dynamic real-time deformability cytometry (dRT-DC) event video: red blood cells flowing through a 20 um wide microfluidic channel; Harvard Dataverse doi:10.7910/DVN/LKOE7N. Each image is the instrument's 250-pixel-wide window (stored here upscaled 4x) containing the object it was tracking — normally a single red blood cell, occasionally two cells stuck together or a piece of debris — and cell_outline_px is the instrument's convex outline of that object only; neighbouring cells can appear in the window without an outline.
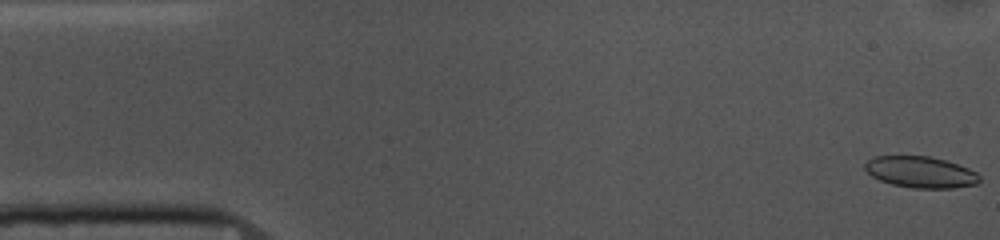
{"species": "common noctule bat (a hibernating species)", "species_latin": "Nyctalus noctula", "temperature_condition": "cold", "stored_images_in_passage": 54, "camera_frame_rate_fps": 3000, "um_per_image_px": 0.085, "animal": {"sex": "female", "body_mass_g": 10.0, "forearm_length_mm": 53.1}, "frame": {"image": 1, "passage_image": 1, "time_ms": 0.0, "image_size_px": [1000, 240], "cell_outline_px": [[980, 180], [976, 184], [952, 188], [912, 188], [892, 184], [880, 180], [872, 176], [864, 168], [864, 164], [868, 160], [876, 156], [928, 156], [944, 160], [968, 168], [976, 172], [980, 176]], "centroid_in_image_um": [78.24, 14.63], "position_along_channel_um": 6.8, "area_um2": 20.75}}
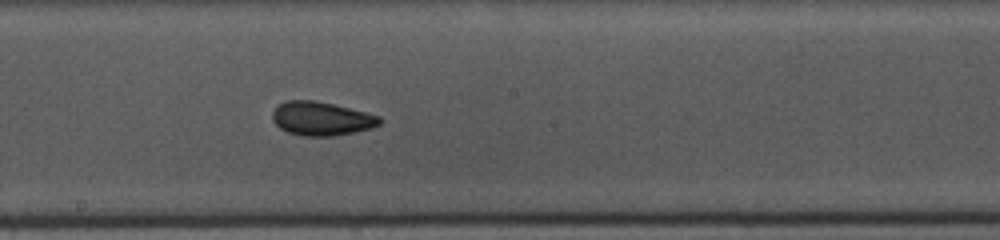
{"frame": {"image": 2, "passage_image": 28, "time_ms": 9.0, "image_size_px": [1000, 240], "cell_outline_px": [[384, 120], [380, 124], [372, 128], [336, 136], [304, 136], [288, 132], [280, 128], [272, 120], [272, 112], [284, 100], [316, 100], [380, 116]], "centroid_in_image_um": [27.32, 10.09], "position_along_channel_um": 220.9, "area_um2": 21.1}}
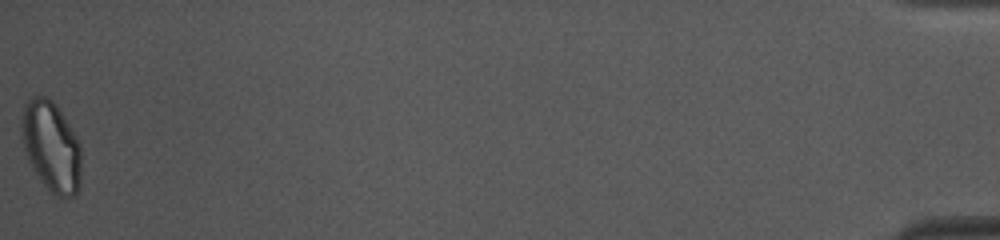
{"frame": {"image": 3, "passage_image": 54, "time_ms": 17.667, "image_size_px": [1000, 240], "cell_outline_px": [[80, 184], [76, 192], [72, 196], [60, 196], [52, 192], [40, 180], [24, 148], [20, 132], [20, 120], [24, 104], [32, 96], [44, 96], [52, 100], [80, 140]], "centroid_in_image_um": [4.35, 12.39], "position_along_channel_um": 430.9, "area_um2": 31.1}, "authors_computed_cell_mechanics": {"area_um2": 21.1548, "velocity_mm_per_s": 3.6368, "shape_relaxation_time_tau1_ms": 4.8077, "shape_relaxation_time_tau2_ms": 2.5802, "deformation_change_tau1": 0.1052, "deformation_change_tau2": 0.061}}